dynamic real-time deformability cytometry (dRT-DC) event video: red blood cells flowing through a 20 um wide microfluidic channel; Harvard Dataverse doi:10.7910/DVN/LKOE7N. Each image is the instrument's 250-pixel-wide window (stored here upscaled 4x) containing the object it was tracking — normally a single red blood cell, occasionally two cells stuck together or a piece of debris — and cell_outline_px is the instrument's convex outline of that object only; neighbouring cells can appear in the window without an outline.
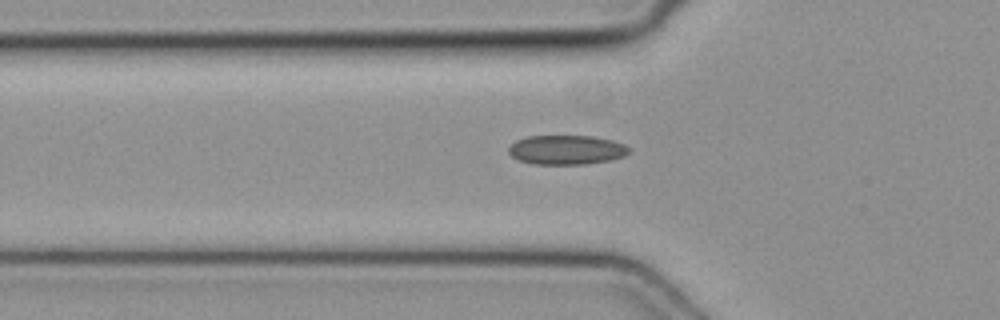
{"species": "common noctule bat (a hibernating species)", "species_latin": "Nyctalus noctula", "temperature_condition": "cold", "stored_images_in_passage": 35, "camera_frame_rate_fps": 3000, "um_per_image_px": 0.085, "animal": {"sex": "female", "body_mass_g": 19.3, "forearm_length_mm": 54.1}, "frame": {"image": 1, "passage_image": 2, "time_ms": 0.333, "image_size_px": [1000, 320], "cell_outline_px": [[632, 148], [624, 156], [612, 160], [584, 164], [532, 164], [516, 160], [508, 152], [508, 148], [516, 140], [528, 136], [592, 136], [612, 140], [624, 144]], "centroid_in_image_um": [48.15, 12.74], "position_along_channel_um": 77.7, "area_um2": 20.75}}
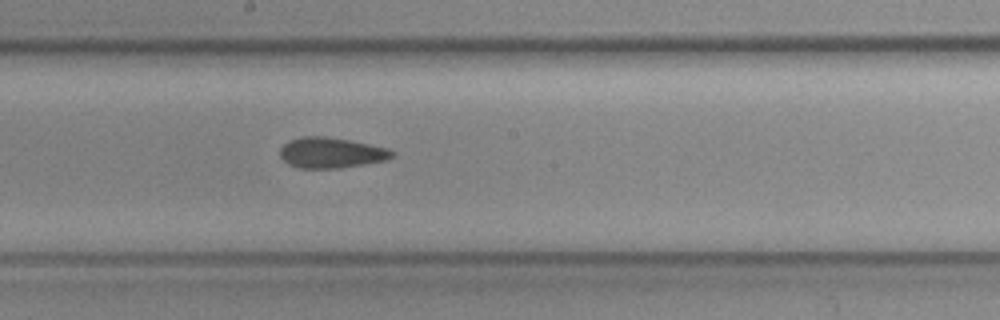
{"frame": {"image": 2, "passage_image": 12, "time_ms": 3.667, "image_size_px": [1000, 320], "cell_outline_px": [[396, 156], [388, 160], [340, 168], [296, 168], [288, 164], [280, 156], [280, 148], [288, 140], [304, 136], [324, 136], [348, 140], [388, 148], [396, 152]], "centroid_in_image_um": [28.16, 12.99], "position_along_channel_um": 220.0, "area_um2": 20.11}}
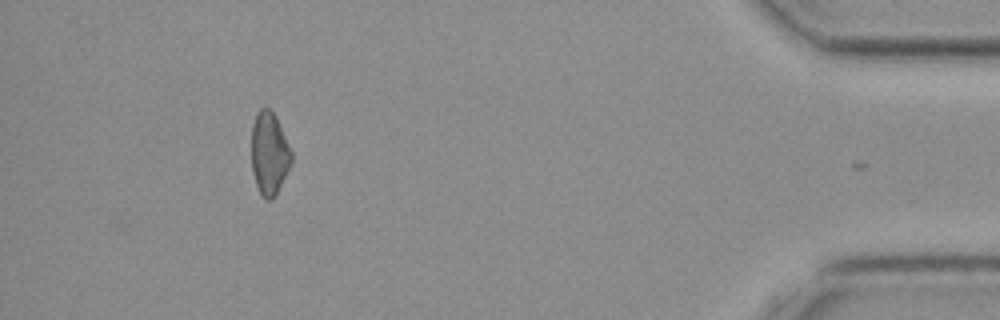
{"frame": {"image": 3, "passage_image": 30, "time_ms": 9.667, "image_size_px": [1000, 320], "cell_outline_px": [[292, 160], [272, 200], [264, 200], [260, 196], [252, 172], [252, 124], [256, 112], [260, 108], [268, 108], [276, 116], [292, 152]], "centroid_in_image_um": [22.86, 13.03], "position_along_channel_um": 412.3, "area_um2": 19.13}}